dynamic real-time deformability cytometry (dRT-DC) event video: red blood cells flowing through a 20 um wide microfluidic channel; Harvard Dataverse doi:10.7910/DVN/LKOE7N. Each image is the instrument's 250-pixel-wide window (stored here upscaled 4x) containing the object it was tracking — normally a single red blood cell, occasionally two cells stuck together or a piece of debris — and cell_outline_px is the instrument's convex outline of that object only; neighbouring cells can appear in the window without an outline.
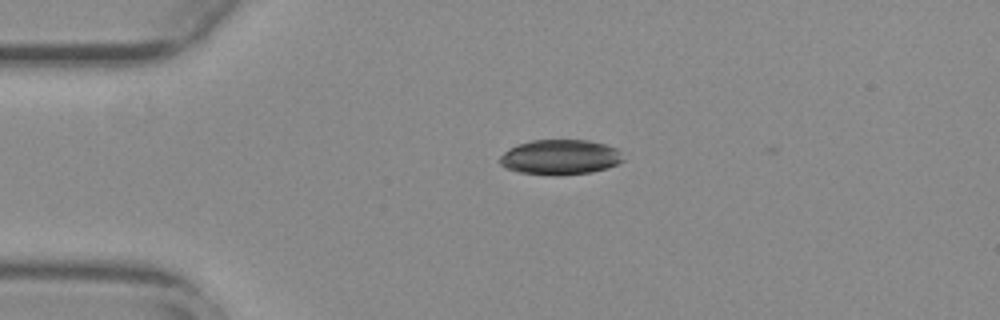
{"species": "common noctule bat (a hibernating species)", "species_latin": "Nyctalus noctula", "temperature_condition": "warm", "stored_images_in_passage": 5, "camera_frame_rate_fps": 3000, "um_per_image_px": 0.085, "animal": {"sex": "female", "body_mass_g": 29.2, "forearm_length_mm": 56.3}, "frame": {"image": 1, "passage_image": 1, "time_ms": 0.0, "image_size_px": [1000, 320], "cell_outline_px": [[624, 160], [608, 168], [588, 172], [556, 176], [552, 176], [520, 172], [508, 168], [500, 164], [500, 156], [504, 152], [520, 144], [532, 140], [588, 140], [604, 144], [616, 148], [620, 152]], "centroid_in_image_um": [47.63, 13.36], "position_along_channel_um": 37.4, "area_um2": 24.97}}